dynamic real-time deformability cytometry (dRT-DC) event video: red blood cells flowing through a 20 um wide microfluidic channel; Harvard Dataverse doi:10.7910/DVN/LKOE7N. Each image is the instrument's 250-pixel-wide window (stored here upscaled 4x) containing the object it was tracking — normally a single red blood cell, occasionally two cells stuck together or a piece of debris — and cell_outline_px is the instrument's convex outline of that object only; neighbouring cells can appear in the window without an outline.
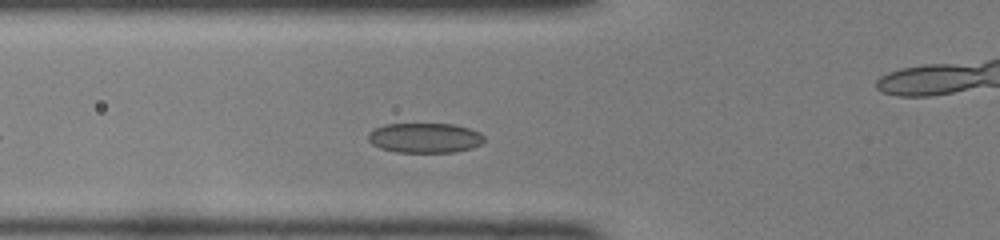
{"species": "common noctule bat (a hibernating species)", "species_latin": "Nyctalus noctula", "temperature_condition": "room temperature", "stored_images_in_passage": 23, "camera_frame_rate_fps": 3000, "um_per_image_px": 0.085, "animal": {"sex": "female", "body_mass_g": 22.0, "forearm_length_mm": 56.7}, "frame": {"image": 1, "passage_image": 7, "time_ms": 2.0, "image_size_px": [1000, 240], "cell_outline_px": [[484, 140], [480, 144], [472, 148], [456, 152], [396, 152], [380, 148], [372, 144], [368, 140], [368, 132], [372, 128], [384, 124], [452, 124], [468, 128], [480, 132], [484, 136]], "centroid_in_image_um": [36.08, 11.72], "position_along_channel_um": 89.7, "area_um2": 20.35}}
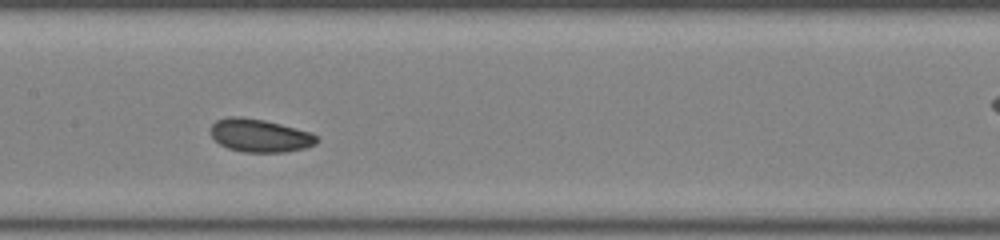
{"frame": {"image": 2, "passage_image": 14, "time_ms": 4.333, "image_size_px": [1000, 240], "cell_outline_px": [[320, 140], [316, 144], [304, 148], [284, 152], [244, 152], [228, 148], [220, 144], [212, 136], [212, 124], [216, 120], [228, 116], [240, 116], [264, 120], [312, 132]], "centroid_in_image_um": [22.11, 11.51], "position_along_channel_um": 185.3, "area_um2": 20.4}}
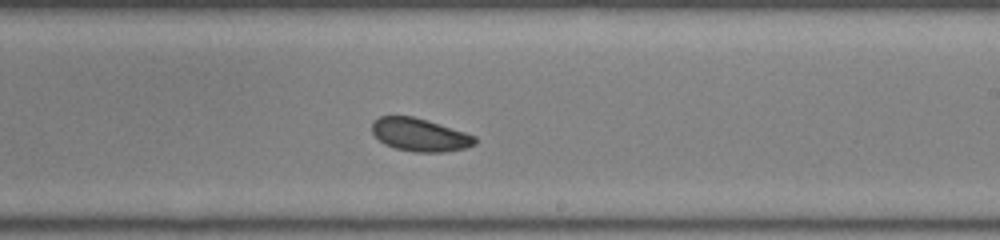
{"frame": {"image": 3, "passage_image": 19, "time_ms": 6.0, "image_size_px": [1000, 240], "cell_outline_px": [[476, 144], [464, 148], [444, 152], [416, 152], [396, 148], [384, 144], [372, 132], [372, 120], [380, 116], [412, 116], [464, 132], [476, 136]], "centroid_in_image_um": [35.66, 11.46], "position_along_channel_um": 253.3, "area_um2": 19.54}}